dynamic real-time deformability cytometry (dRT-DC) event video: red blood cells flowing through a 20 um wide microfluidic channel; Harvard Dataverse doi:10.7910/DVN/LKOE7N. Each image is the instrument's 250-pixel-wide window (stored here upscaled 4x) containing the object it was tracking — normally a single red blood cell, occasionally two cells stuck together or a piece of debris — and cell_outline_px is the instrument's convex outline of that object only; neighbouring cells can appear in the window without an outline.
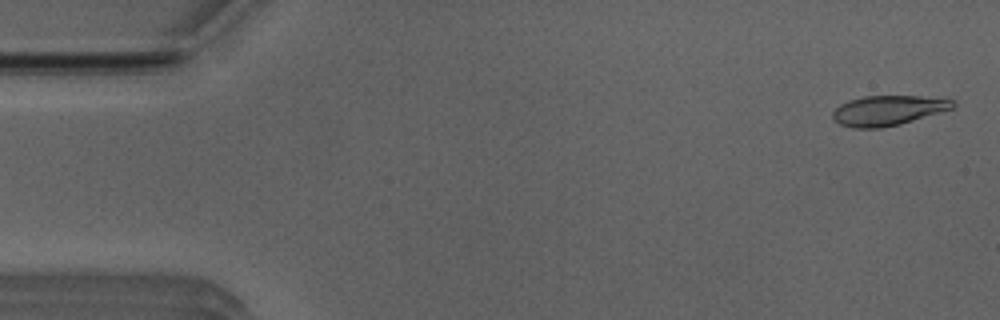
{"species": "Egyptian fruit bat (a non-hibernating species)", "species_latin": "Rousettus aegyptiacus", "temperature_condition": "room temperature", "stored_images_in_passage": 52, "camera_frame_rate_fps": 3000, "um_per_image_px": 0.085, "animal": {"sex": "male"}, "frame": {"image": 1, "passage_image": 2, "time_ms": 0.333, "image_size_px": [1000, 320], "cell_outline_px": [[956, 104], [952, 108], [900, 124], [880, 128], [852, 128], [840, 124], [832, 116], [832, 112], [840, 104], [848, 100], [864, 96], [920, 96], [952, 100]], "centroid_in_image_um": [75.43, 9.39], "position_along_channel_um": 9.6, "area_um2": 20.69}}
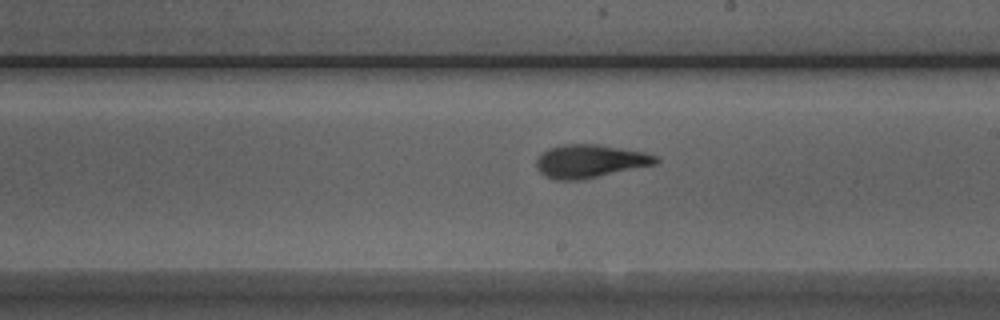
{"frame": {"image": 2, "passage_image": 29, "time_ms": 9.333, "image_size_px": [1000, 320], "cell_outline_px": [[660, 160], [656, 164], [584, 180], [556, 180], [544, 176], [536, 168], [536, 160], [548, 148], [560, 144], [596, 144], [644, 152], [660, 156]], "centroid_in_image_um": [50.16, 13.71], "position_along_channel_um": 238.8, "area_um2": 23.35}}
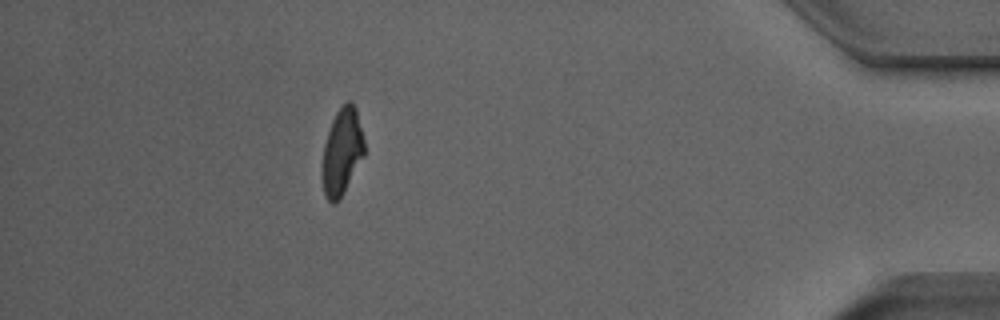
{"frame": {"image": 3, "passage_image": 46, "time_ms": 15.0, "image_size_px": [1000, 320], "cell_outline_px": [[364, 156], [344, 192], [336, 204], [332, 204], [324, 196], [320, 172], [324, 144], [332, 120], [336, 112], [348, 100], [352, 100], [356, 108], [364, 140]], "centroid_in_image_um": [29.04, 12.93], "position_along_channel_um": 406.2, "area_um2": 21.56}, "authors_computed_cell_mechanics": {"area_um2": 21.964, "velocity_mm_per_s": 3.9456, "shape_relaxation_time_tau1_ms": 4.4638, "shape_relaxation_time_tau2_ms": 2.1541, "deformation_change_tau1": 0.1676, "deformation_change_tau2": 0.0995}}